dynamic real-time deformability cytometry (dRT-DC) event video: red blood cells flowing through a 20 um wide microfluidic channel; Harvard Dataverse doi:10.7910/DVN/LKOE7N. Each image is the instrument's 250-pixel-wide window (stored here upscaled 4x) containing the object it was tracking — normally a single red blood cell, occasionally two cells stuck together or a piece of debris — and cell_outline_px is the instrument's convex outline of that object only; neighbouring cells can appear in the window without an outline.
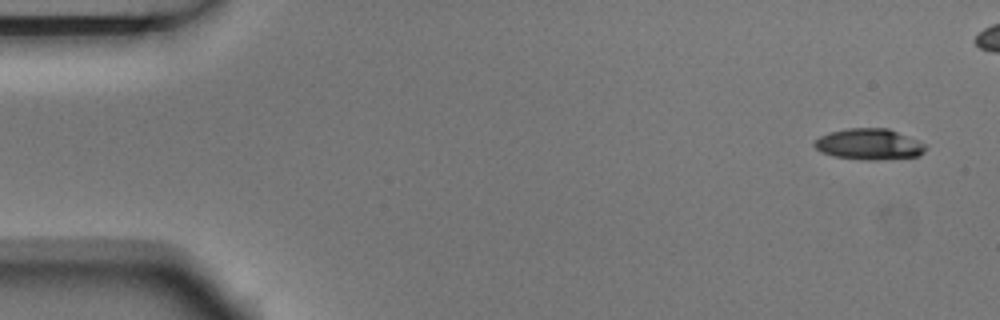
{"species": "Egyptian fruit bat (a non-hibernating species)", "species_latin": "Rousettus aegyptiacus", "temperature_condition": "room temperature", "stored_images_in_passage": 4, "camera_frame_rate_fps": 3000, "um_per_image_px": 0.085, "animal": {"sex": "male"}, "frame": {"image": 1, "passage_image": 1, "time_ms": 0.0, "image_size_px": [1000, 320], "cell_outline_px": [[928, 148], [920, 156], [876, 160], [864, 160], [832, 156], [820, 152], [812, 144], [820, 136], [828, 132], [848, 128], [888, 128], [916, 140], [924, 144]], "centroid_in_image_um": [73.85, 12.27], "position_along_channel_um": 11.2, "area_um2": 20.17}}